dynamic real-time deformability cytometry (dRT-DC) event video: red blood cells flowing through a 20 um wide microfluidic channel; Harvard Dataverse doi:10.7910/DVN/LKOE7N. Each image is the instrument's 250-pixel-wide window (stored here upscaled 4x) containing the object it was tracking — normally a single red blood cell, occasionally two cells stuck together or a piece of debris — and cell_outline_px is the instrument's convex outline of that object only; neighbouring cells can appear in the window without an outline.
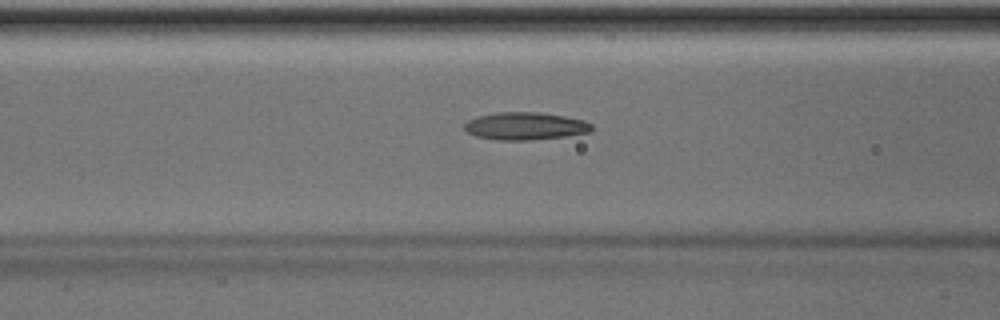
{"species": "Egyptian fruit bat (a non-hibernating species)", "species_latin": "Rousettus aegyptiacus", "temperature_condition": "room temperature", "stored_images_in_passage": 44, "camera_frame_rate_fps": 3000, "um_per_image_px": 0.085, "animal": {"sex": "male"}, "frame": {"image": 1, "passage_image": 20, "time_ms": 6.333, "image_size_px": [1000, 320], "cell_outline_px": [[592, 132], [568, 136], [528, 140], [496, 140], [476, 136], [468, 132], [464, 128], [464, 124], [468, 120], [476, 116], [496, 112], [536, 112], [564, 116], [584, 120], [592, 124]], "centroid_in_image_um": [44.65, 10.71], "position_along_channel_um": 122.0, "area_um2": 20.58}}
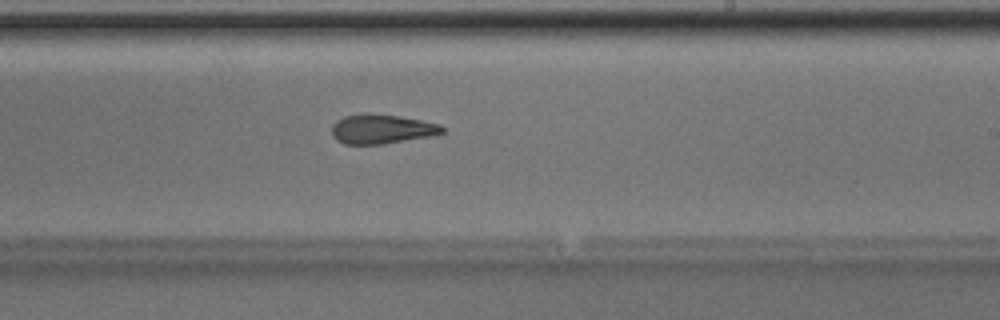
{"frame": {"image": 2, "passage_image": 30, "time_ms": 9.667, "image_size_px": [1000, 320], "cell_outline_px": [[444, 132], [432, 136], [384, 144], [344, 144], [336, 140], [332, 136], [332, 124], [336, 120], [344, 116], [364, 112], [368, 112], [400, 116], [440, 124], [444, 128]], "centroid_in_image_um": [32.41, 10.96], "position_along_channel_um": 256.6, "area_um2": 19.25}}
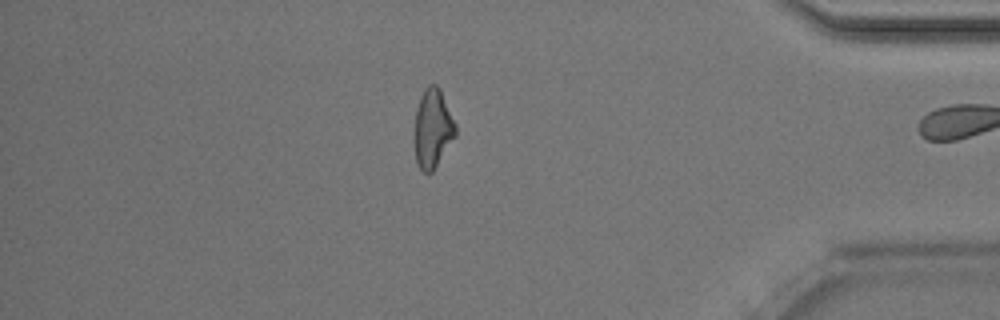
{"frame": {"image": 3, "passage_image": 43, "time_ms": 14.0, "image_size_px": [1000, 320], "cell_outline_px": [[456, 136], [432, 172], [424, 172], [416, 164], [416, 108], [420, 96], [424, 88], [428, 84], [436, 84], [440, 88], [456, 124]], "centroid_in_image_um": [36.8, 10.88], "position_along_channel_um": 398.4, "area_um2": 18.67}, "authors_computed_cell_mechanics": {"area_um2": 19.941, "velocity_mm_per_s": 4.0424, "shape_relaxation_time_tau1_ms": 6.5853, "shape_relaxation_time_tau2_ms": 2.5491, "deformation_change_tau1": 0.1707, "deformation_change_tau2": 0.1132}}